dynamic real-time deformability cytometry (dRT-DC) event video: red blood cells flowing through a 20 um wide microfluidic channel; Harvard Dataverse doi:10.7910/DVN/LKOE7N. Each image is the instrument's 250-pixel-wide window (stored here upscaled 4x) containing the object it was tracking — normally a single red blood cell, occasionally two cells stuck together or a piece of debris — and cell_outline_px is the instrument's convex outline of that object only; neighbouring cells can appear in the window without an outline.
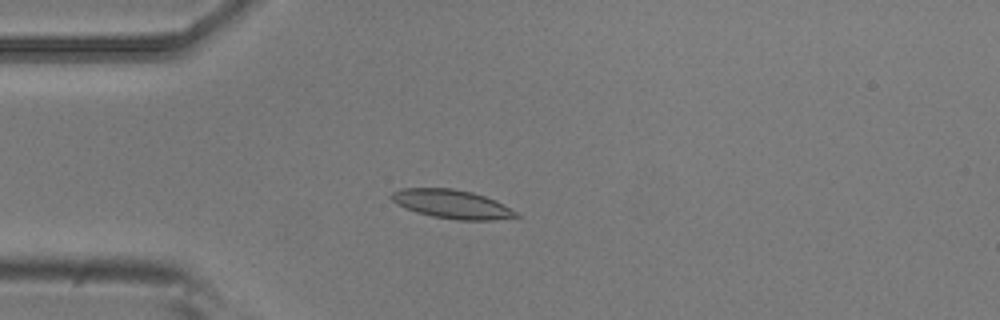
{"species": "common noctule bat (a hibernating species)", "species_latin": "Nyctalus noctula", "temperature_condition": "room temperature", "stored_images_in_passage": 4, "camera_frame_rate_fps": 3000, "um_per_image_px": 0.085, "animal": {"sex": "male", "body_mass_g": 20.5, "forearm_length_mm": 52.5}, "frame": {"image": 1, "passage_image": 4, "time_ms": 1.0, "image_size_px": [1000, 320], "cell_outline_px": [[520, 216], [492, 220], [456, 220], [432, 216], [416, 212], [396, 204], [388, 196], [392, 192], [400, 188], [452, 188], [472, 192], [496, 200], [516, 212]], "centroid_in_image_um": [38.36, 17.34], "position_along_channel_um": 46.6, "area_um2": 20.87}}